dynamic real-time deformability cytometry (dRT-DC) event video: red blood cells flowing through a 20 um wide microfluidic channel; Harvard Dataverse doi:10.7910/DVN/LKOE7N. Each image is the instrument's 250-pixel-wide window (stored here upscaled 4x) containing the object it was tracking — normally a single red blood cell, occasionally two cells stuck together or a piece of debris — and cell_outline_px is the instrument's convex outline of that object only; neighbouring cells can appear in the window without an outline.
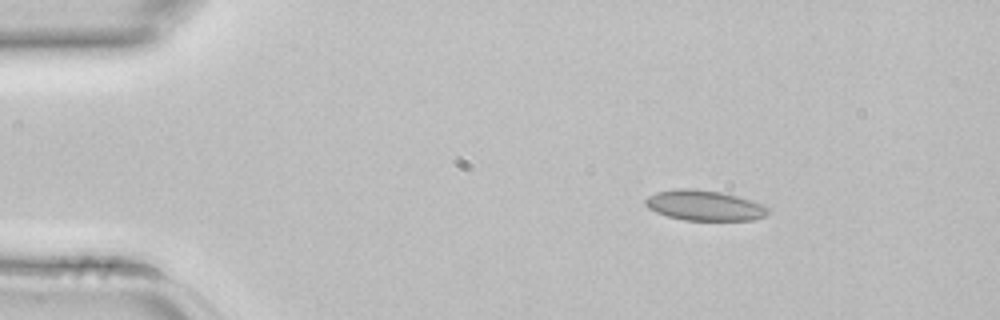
{"species": "common noctule bat (a hibernating species)", "species_latin": "Nyctalus noctula", "temperature_condition": "room temperature", "stored_images_in_passage": 2, "camera_frame_rate_fps": 3000, "um_per_image_px": 0.085, "animal": {"sex": "female", "body_mass_g": 22.7, "forearm_length_mm": 54.2}, "frame": {"image": 1, "passage_image": 1, "time_ms": 0.0, "image_size_px": [1000, 320], "cell_outline_px": [[768, 212], [764, 216], [752, 220], [684, 220], [668, 216], [656, 212], [648, 208], [644, 204], [644, 200], [648, 196], [656, 192], [676, 188], [692, 188], [724, 192], [764, 204], [768, 208]], "centroid_in_image_um": [59.85, 17.45], "position_along_channel_um": 25.1, "area_um2": 21.79}}